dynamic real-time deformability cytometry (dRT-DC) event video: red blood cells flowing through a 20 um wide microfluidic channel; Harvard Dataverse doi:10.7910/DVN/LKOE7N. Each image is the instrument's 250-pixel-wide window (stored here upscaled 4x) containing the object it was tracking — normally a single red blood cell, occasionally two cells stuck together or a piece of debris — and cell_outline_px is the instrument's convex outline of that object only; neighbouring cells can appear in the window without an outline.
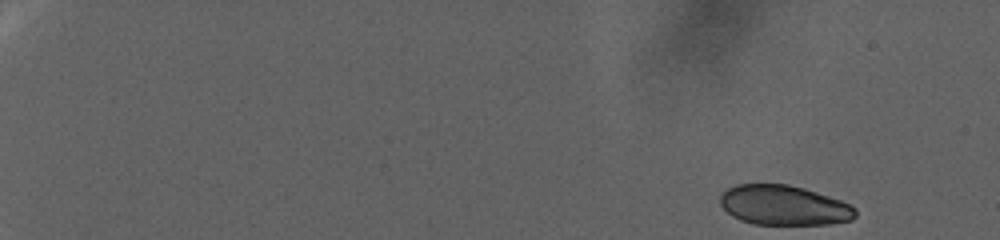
{"species": "human", "species_latin": "Homo sapiens", "temperature_condition": "warm", "stored_images_in_passage": 85, "camera_frame_rate_fps": 3000, "um_per_image_px": 0.085, "donor": {"sex": "female"}, "frame": {"image": 1, "passage_image": 1, "time_ms": 0.0, "image_size_px": [1000, 240], "cell_outline_px": [[856, 216], [852, 220], [832, 224], [752, 224], [740, 220], [732, 216], [720, 204], [720, 196], [728, 188], [736, 184], [788, 184], [804, 188], [840, 200], [856, 208]], "centroid_in_image_um": [66.63, 17.45], "position_along_channel_um": 18.4, "area_um2": 31.39}}
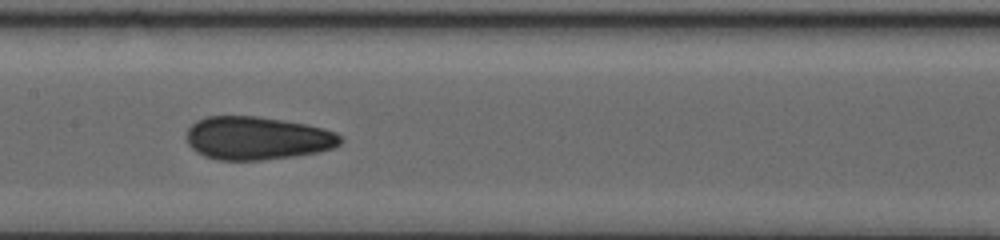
{"frame": {"image": 2, "passage_image": 47, "time_ms": 15.333, "image_size_px": [1000, 240], "cell_outline_px": [[344, 140], [340, 144], [332, 148], [316, 152], [292, 156], [260, 160], [216, 160], [204, 156], [196, 152], [188, 144], [188, 128], [196, 120], [208, 116], [256, 116], [284, 120], [324, 128], [336, 132], [344, 136]], "centroid_in_image_um": [21.87, 11.74], "position_along_channel_um": 185.5, "area_um2": 38.78}}
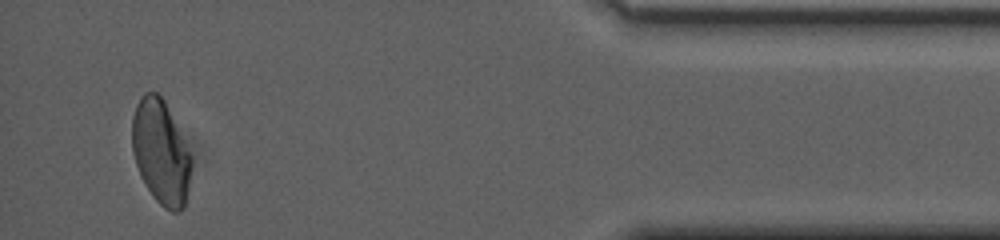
{"frame": {"image": 3, "passage_image": 82, "time_ms": 27.0, "image_size_px": [1000, 240], "cell_outline_px": [[192, 164], [188, 188], [184, 208], [180, 212], [172, 212], [164, 208], [152, 196], [140, 176], [132, 152], [132, 116], [136, 104], [140, 96], [144, 92], [156, 92], [164, 100], [192, 156]], "centroid_in_image_um": [13.66, 12.95], "position_along_channel_um": 421.5, "area_um2": 36.18}, "authors_computed_cell_mechanics": {"area_um2": 36.5296, "velocity_mm_per_s": 2.4078, "shape_relaxation_time_tau1_ms": null, "shape_relaxation_time_tau2_ms": 1.8841, "deformation_change_tau1": null, "deformation_change_tau2": 0.0601}}